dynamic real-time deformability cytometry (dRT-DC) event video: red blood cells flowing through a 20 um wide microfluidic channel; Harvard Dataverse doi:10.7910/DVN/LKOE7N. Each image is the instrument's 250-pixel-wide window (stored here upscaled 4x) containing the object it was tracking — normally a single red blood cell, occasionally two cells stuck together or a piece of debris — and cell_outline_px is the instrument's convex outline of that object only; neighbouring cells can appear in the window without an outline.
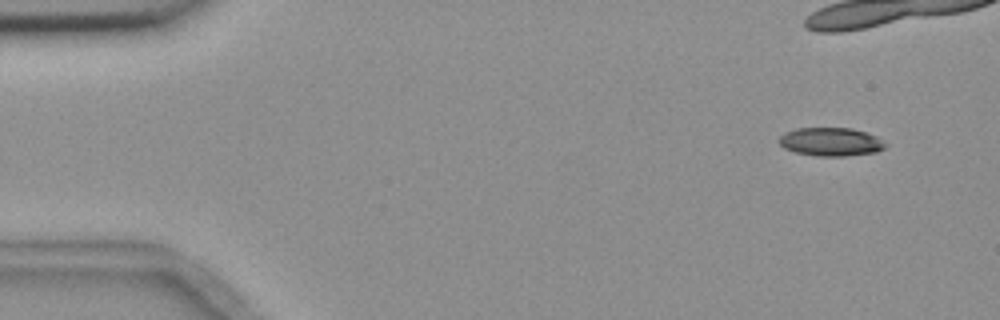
{"species": "common noctule bat (a hibernating species)", "species_latin": "Nyctalus noctula", "temperature_condition": "room temperature", "stored_images_in_passage": 7, "camera_frame_rate_fps": 3000, "um_per_image_px": 0.085, "animal": {"sex": "female", "body_mass_g": 18.4}, "frame": {"image": 1, "passage_image": 1, "time_ms": 0.0, "image_size_px": [1000, 320], "cell_outline_px": [[888, 144], [884, 148], [876, 152], [844, 156], [816, 156], [796, 152], [784, 148], [780, 144], [780, 136], [784, 132], [796, 128], [852, 128], [876, 136]], "centroid_in_image_um": [70.62, 12.05], "position_along_channel_um": 14.4, "area_um2": 17.57}}